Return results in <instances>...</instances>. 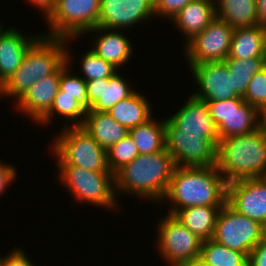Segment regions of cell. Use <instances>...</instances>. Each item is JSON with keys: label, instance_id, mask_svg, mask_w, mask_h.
I'll list each match as a JSON object with an SVG mask.
<instances>
[{"label": "cell", "instance_id": "cell-41", "mask_svg": "<svg viewBox=\"0 0 266 266\" xmlns=\"http://www.w3.org/2000/svg\"><path fill=\"white\" fill-rule=\"evenodd\" d=\"M175 266H207L204 261L198 257L191 260H186L181 263L176 264Z\"/></svg>", "mask_w": 266, "mask_h": 266}, {"label": "cell", "instance_id": "cell-2", "mask_svg": "<svg viewBox=\"0 0 266 266\" xmlns=\"http://www.w3.org/2000/svg\"><path fill=\"white\" fill-rule=\"evenodd\" d=\"M176 165L168 150L139 154L114 174L116 196L125 193L144 201L163 204ZM162 203H161V202Z\"/></svg>", "mask_w": 266, "mask_h": 266}, {"label": "cell", "instance_id": "cell-32", "mask_svg": "<svg viewBox=\"0 0 266 266\" xmlns=\"http://www.w3.org/2000/svg\"><path fill=\"white\" fill-rule=\"evenodd\" d=\"M139 156V151L132 136L128 135L114 143L107 150V164L110 172L115 174L123 166Z\"/></svg>", "mask_w": 266, "mask_h": 266}, {"label": "cell", "instance_id": "cell-7", "mask_svg": "<svg viewBox=\"0 0 266 266\" xmlns=\"http://www.w3.org/2000/svg\"><path fill=\"white\" fill-rule=\"evenodd\" d=\"M99 15L100 0H56L44 18L50 31L41 34L76 40L97 27Z\"/></svg>", "mask_w": 266, "mask_h": 266}, {"label": "cell", "instance_id": "cell-21", "mask_svg": "<svg viewBox=\"0 0 266 266\" xmlns=\"http://www.w3.org/2000/svg\"><path fill=\"white\" fill-rule=\"evenodd\" d=\"M215 17V1L192 0L170 22L184 36L185 45L197 33L202 32Z\"/></svg>", "mask_w": 266, "mask_h": 266}, {"label": "cell", "instance_id": "cell-34", "mask_svg": "<svg viewBox=\"0 0 266 266\" xmlns=\"http://www.w3.org/2000/svg\"><path fill=\"white\" fill-rule=\"evenodd\" d=\"M242 98L262 114L266 112V65L251 78Z\"/></svg>", "mask_w": 266, "mask_h": 266}, {"label": "cell", "instance_id": "cell-12", "mask_svg": "<svg viewBox=\"0 0 266 266\" xmlns=\"http://www.w3.org/2000/svg\"><path fill=\"white\" fill-rule=\"evenodd\" d=\"M175 114L165 118V133L200 134L208 138L217 148L220 138L205 101L191 95Z\"/></svg>", "mask_w": 266, "mask_h": 266}, {"label": "cell", "instance_id": "cell-9", "mask_svg": "<svg viewBox=\"0 0 266 266\" xmlns=\"http://www.w3.org/2000/svg\"><path fill=\"white\" fill-rule=\"evenodd\" d=\"M205 102L220 140L251 134L264 125L263 114L242 97Z\"/></svg>", "mask_w": 266, "mask_h": 266}, {"label": "cell", "instance_id": "cell-22", "mask_svg": "<svg viewBox=\"0 0 266 266\" xmlns=\"http://www.w3.org/2000/svg\"><path fill=\"white\" fill-rule=\"evenodd\" d=\"M228 58H266V28L257 25L234 29Z\"/></svg>", "mask_w": 266, "mask_h": 266}, {"label": "cell", "instance_id": "cell-11", "mask_svg": "<svg viewBox=\"0 0 266 266\" xmlns=\"http://www.w3.org/2000/svg\"><path fill=\"white\" fill-rule=\"evenodd\" d=\"M234 28L227 22L214 20L189 40L182 50L188 65L223 62L229 55Z\"/></svg>", "mask_w": 266, "mask_h": 266}, {"label": "cell", "instance_id": "cell-20", "mask_svg": "<svg viewBox=\"0 0 266 266\" xmlns=\"http://www.w3.org/2000/svg\"><path fill=\"white\" fill-rule=\"evenodd\" d=\"M24 34L13 27L0 34V87L20 67L28 49L41 36Z\"/></svg>", "mask_w": 266, "mask_h": 266}, {"label": "cell", "instance_id": "cell-35", "mask_svg": "<svg viewBox=\"0 0 266 266\" xmlns=\"http://www.w3.org/2000/svg\"><path fill=\"white\" fill-rule=\"evenodd\" d=\"M192 0H154V12L158 19L171 20L183 7Z\"/></svg>", "mask_w": 266, "mask_h": 266}, {"label": "cell", "instance_id": "cell-24", "mask_svg": "<svg viewBox=\"0 0 266 266\" xmlns=\"http://www.w3.org/2000/svg\"><path fill=\"white\" fill-rule=\"evenodd\" d=\"M150 104L151 102L147 97L136 91L129 98L115 104L108 114L116 122L130 130L138 125L145 124L154 117Z\"/></svg>", "mask_w": 266, "mask_h": 266}, {"label": "cell", "instance_id": "cell-38", "mask_svg": "<svg viewBox=\"0 0 266 266\" xmlns=\"http://www.w3.org/2000/svg\"><path fill=\"white\" fill-rule=\"evenodd\" d=\"M248 266H266V236L249 253Z\"/></svg>", "mask_w": 266, "mask_h": 266}, {"label": "cell", "instance_id": "cell-31", "mask_svg": "<svg viewBox=\"0 0 266 266\" xmlns=\"http://www.w3.org/2000/svg\"><path fill=\"white\" fill-rule=\"evenodd\" d=\"M223 62L233 77L234 91L243 97L251 78L266 65V58L240 60L227 57Z\"/></svg>", "mask_w": 266, "mask_h": 266}, {"label": "cell", "instance_id": "cell-25", "mask_svg": "<svg viewBox=\"0 0 266 266\" xmlns=\"http://www.w3.org/2000/svg\"><path fill=\"white\" fill-rule=\"evenodd\" d=\"M222 207L194 206L176 211L173 216L203 241L213 238L216 219Z\"/></svg>", "mask_w": 266, "mask_h": 266}, {"label": "cell", "instance_id": "cell-36", "mask_svg": "<svg viewBox=\"0 0 266 266\" xmlns=\"http://www.w3.org/2000/svg\"><path fill=\"white\" fill-rule=\"evenodd\" d=\"M25 253L21 247H16L6 256H0V263L2 266H37L32 263L33 261Z\"/></svg>", "mask_w": 266, "mask_h": 266}, {"label": "cell", "instance_id": "cell-16", "mask_svg": "<svg viewBox=\"0 0 266 266\" xmlns=\"http://www.w3.org/2000/svg\"><path fill=\"white\" fill-rule=\"evenodd\" d=\"M226 202L240 214L266 227V177L227 183Z\"/></svg>", "mask_w": 266, "mask_h": 266}, {"label": "cell", "instance_id": "cell-28", "mask_svg": "<svg viewBox=\"0 0 266 266\" xmlns=\"http://www.w3.org/2000/svg\"><path fill=\"white\" fill-rule=\"evenodd\" d=\"M56 115L65 118L66 121L63 127H75L82 126L85 120L86 111L79 105L73 96L61 95V90L58 89L50 110L37 123L39 125L41 124L40 126H48L50 122L52 123V118L54 117L55 119Z\"/></svg>", "mask_w": 266, "mask_h": 266}, {"label": "cell", "instance_id": "cell-1", "mask_svg": "<svg viewBox=\"0 0 266 266\" xmlns=\"http://www.w3.org/2000/svg\"><path fill=\"white\" fill-rule=\"evenodd\" d=\"M227 199V182L217 166H176L163 200L166 214L194 206L222 207ZM172 205V207H171Z\"/></svg>", "mask_w": 266, "mask_h": 266}, {"label": "cell", "instance_id": "cell-6", "mask_svg": "<svg viewBox=\"0 0 266 266\" xmlns=\"http://www.w3.org/2000/svg\"><path fill=\"white\" fill-rule=\"evenodd\" d=\"M52 139L53 143L50 144L49 150L54 156L56 165L110 172L107 151L83 127H63Z\"/></svg>", "mask_w": 266, "mask_h": 266}, {"label": "cell", "instance_id": "cell-39", "mask_svg": "<svg viewBox=\"0 0 266 266\" xmlns=\"http://www.w3.org/2000/svg\"><path fill=\"white\" fill-rule=\"evenodd\" d=\"M257 25L266 28V0H256Z\"/></svg>", "mask_w": 266, "mask_h": 266}, {"label": "cell", "instance_id": "cell-10", "mask_svg": "<svg viewBox=\"0 0 266 266\" xmlns=\"http://www.w3.org/2000/svg\"><path fill=\"white\" fill-rule=\"evenodd\" d=\"M156 232L158 253L169 266L200 257L203 240L173 215L160 218Z\"/></svg>", "mask_w": 266, "mask_h": 266}, {"label": "cell", "instance_id": "cell-17", "mask_svg": "<svg viewBox=\"0 0 266 266\" xmlns=\"http://www.w3.org/2000/svg\"><path fill=\"white\" fill-rule=\"evenodd\" d=\"M120 74L118 70L109 78L86 81L87 96L92 106L90 110L108 113L115 104L137 91Z\"/></svg>", "mask_w": 266, "mask_h": 266}, {"label": "cell", "instance_id": "cell-26", "mask_svg": "<svg viewBox=\"0 0 266 266\" xmlns=\"http://www.w3.org/2000/svg\"><path fill=\"white\" fill-rule=\"evenodd\" d=\"M256 0H215L216 18L234 29L257 26Z\"/></svg>", "mask_w": 266, "mask_h": 266}, {"label": "cell", "instance_id": "cell-3", "mask_svg": "<svg viewBox=\"0 0 266 266\" xmlns=\"http://www.w3.org/2000/svg\"><path fill=\"white\" fill-rule=\"evenodd\" d=\"M41 35L28 49L20 67L0 87V98H15L17 102L38 80L53 74L65 61L68 41Z\"/></svg>", "mask_w": 266, "mask_h": 266}, {"label": "cell", "instance_id": "cell-27", "mask_svg": "<svg viewBox=\"0 0 266 266\" xmlns=\"http://www.w3.org/2000/svg\"><path fill=\"white\" fill-rule=\"evenodd\" d=\"M139 154H152L166 148L165 119L151 118L148 122L129 130Z\"/></svg>", "mask_w": 266, "mask_h": 266}, {"label": "cell", "instance_id": "cell-40", "mask_svg": "<svg viewBox=\"0 0 266 266\" xmlns=\"http://www.w3.org/2000/svg\"><path fill=\"white\" fill-rule=\"evenodd\" d=\"M30 4H34L33 6H36V9L41 10L43 12L42 15L44 17L48 14V12L53 8L56 0H28Z\"/></svg>", "mask_w": 266, "mask_h": 266}, {"label": "cell", "instance_id": "cell-30", "mask_svg": "<svg viewBox=\"0 0 266 266\" xmlns=\"http://www.w3.org/2000/svg\"><path fill=\"white\" fill-rule=\"evenodd\" d=\"M200 258L207 266H248V255L231 250L212 239L204 240Z\"/></svg>", "mask_w": 266, "mask_h": 266}, {"label": "cell", "instance_id": "cell-18", "mask_svg": "<svg viewBox=\"0 0 266 266\" xmlns=\"http://www.w3.org/2000/svg\"><path fill=\"white\" fill-rule=\"evenodd\" d=\"M61 66L53 73L35 82L14 104L36 123L50 110L59 89Z\"/></svg>", "mask_w": 266, "mask_h": 266}, {"label": "cell", "instance_id": "cell-43", "mask_svg": "<svg viewBox=\"0 0 266 266\" xmlns=\"http://www.w3.org/2000/svg\"><path fill=\"white\" fill-rule=\"evenodd\" d=\"M1 22V21H0ZM3 25L0 23V34L3 32Z\"/></svg>", "mask_w": 266, "mask_h": 266}, {"label": "cell", "instance_id": "cell-8", "mask_svg": "<svg viewBox=\"0 0 266 266\" xmlns=\"http://www.w3.org/2000/svg\"><path fill=\"white\" fill-rule=\"evenodd\" d=\"M265 236V226L240 214L226 202L218 213L212 240L249 255Z\"/></svg>", "mask_w": 266, "mask_h": 266}, {"label": "cell", "instance_id": "cell-42", "mask_svg": "<svg viewBox=\"0 0 266 266\" xmlns=\"http://www.w3.org/2000/svg\"><path fill=\"white\" fill-rule=\"evenodd\" d=\"M263 123L266 126V112L263 114Z\"/></svg>", "mask_w": 266, "mask_h": 266}, {"label": "cell", "instance_id": "cell-23", "mask_svg": "<svg viewBox=\"0 0 266 266\" xmlns=\"http://www.w3.org/2000/svg\"><path fill=\"white\" fill-rule=\"evenodd\" d=\"M106 151L125 138L129 130L108 113L88 110L82 126Z\"/></svg>", "mask_w": 266, "mask_h": 266}, {"label": "cell", "instance_id": "cell-15", "mask_svg": "<svg viewBox=\"0 0 266 266\" xmlns=\"http://www.w3.org/2000/svg\"><path fill=\"white\" fill-rule=\"evenodd\" d=\"M194 84L198 86L193 93L202 101H219L240 97L234 91L233 77L224 62H205L189 65Z\"/></svg>", "mask_w": 266, "mask_h": 266}, {"label": "cell", "instance_id": "cell-37", "mask_svg": "<svg viewBox=\"0 0 266 266\" xmlns=\"http://www.w3.org/2000/svg\"><path fill=\"white\" fill-rule=\"evenodd\" d=\"M17 169L11 163L7 164L0 160V196L4 195L7 187L12 184L13 181H17Z\"/></svg>", "mask_w": 266, "mask_h": 266}, {"label": "cell", "instance_id": "cell-13", "mask_svg": "<svg viewBox=\"0 0 266 266\" xmlns=\"http://www.w3.org/2000/svg\"><path fill=\"white\" fill-rule=\"evenodd\" d=\"M166 149L176 166H217L218 148L200 134L165 133Z\"/></svg>", "mask_w": 266, "mask_h": 266}, {"label": "cell", "instance_id": "cell-5", "mask_svg": "<svg viewBox=\"0 0 266 266\" xmlns=\"http://www.w3.org/2000/svg\"><path fill=\"white\" fill-rule=\"evenodd\" d=\"M57 178L73 200L80 204H91L94 207L117 209L119 200L115 192V180L112 172H97L78 166H57Z\"/></svg>", "mask_w": 266, "mask_h": 266}, {"label": "cell", "instance_id": "cell-4", "mask_svg": "<svg viewBox=\"0 0 266 266\" xmlns=\"http://www.w3.org/2000/svg\"><path fill=\"white\" fill-rule=\"evenodd\" d=\"M217 167L227 183L266 177V126L251 134L221 139Z\"/></svg>", "mask_w": 266, "mask_h": 266}, {"label": "cell", "instance_id": "cell-33", "mask_svg": "<svg viewBox=\"0 0 266 266\" xmlns=\"http://www.w3.org/2000/svg\"><path fill=\"white\" fill-rule=\"evenodd\" d=\"M80 58V70L82 79L85 81L109 78L118 70L109 62L98 56L90 48L87 49Z\"/></svg>", "mask_w": 266, "mask_h": 266}, {"label": "cell", "instance_id": "cell-14", "mask_svg": "<svg viewBox=\"0 0 266 266\" xmlns=\"http://www.w3.org/2000/svg\"><path fill=\"white\" fill-rule=\"evenodd\" d=\"M154 0H100L99 27L129 30L135 25L153 20ZM148 19V20H147Z\"/></svg>", "mask_w": 266, "mask_h": 266}, {"label": "cell", "instance_id": "cell-19", "mask_svg": "<svg viewBox=\"0 0 266 266\" xmlns=\"http://www.w3.org/2000/svg\"><path fill=\"white\" fill-rule=\"evenodd\" d=\"M86 33H93L91 34L92 39L94 36L93 47L90 49L117 70H121L120 67L129 63V59L134 54V46L131 45L130 38L123 34L121 30L97 26Z\"/></svg>", "mask_w": 266, "mask_h": 266}, {"label": "cell", "instance_id": "cell-29", "mask_svg": "<svg viewBox=\"0 0 266 266\" xmlns=\"http://www.w3.org/2000/svg\"><path fill=\"white\" fill-rule=\"evenodd\" d=\"M66 49V61L61 65V77L59 81V89L61 95L73 96V98L79 103V105L87 112L91 109V105L87 96L86 81L82 79L81 74H74V71L70 67L72 65L73 56L68 49ZM73 73V74H72ZM78 75V76H77Z\"/></svg>", "mask_w": 266, "mask_h": 266}]
</instances>
